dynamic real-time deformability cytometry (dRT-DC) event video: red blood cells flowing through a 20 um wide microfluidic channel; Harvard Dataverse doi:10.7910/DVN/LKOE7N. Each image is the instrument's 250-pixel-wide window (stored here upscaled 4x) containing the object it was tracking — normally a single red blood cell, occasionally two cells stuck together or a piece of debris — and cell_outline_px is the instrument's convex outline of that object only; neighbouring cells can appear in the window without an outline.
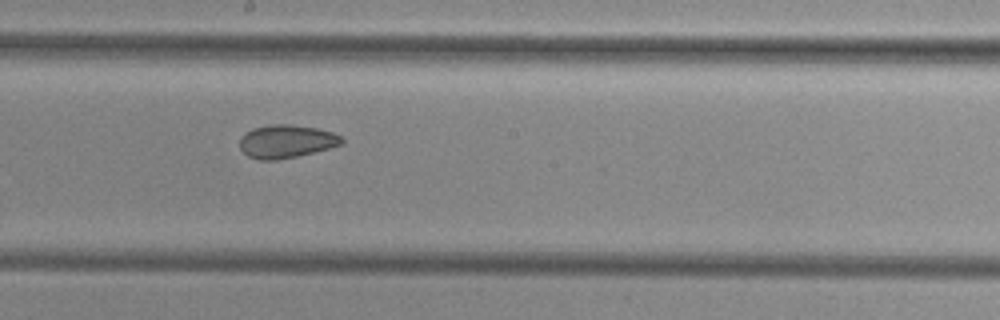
{"species": "common noctule bat (a hibernating species)", "species_latin": "Nyctalus noctula", "temperature_condition": "cold", "stored_images_in_passage": 16, "camera_frame_rate_fps": 3000, "um_per_image_px": 0.085, "animal": {"sex": "female", "body_mass_g": 29.2, "forearm_length_mm": 56.3}, "frame": {"image": 1, "passage_image": 10, "time_ms": 11.667, "image_size_px": [1000, 320], "cell_outline_px": [[344, 144], [296, 156], [276, 160], [260, 160], [248, 156], [240, 148], [240, 136], [252, 128], [268, 124], [288, 124], [316, 128], [332, 132], [340, 136], [344, 140]], "centroid_in_image_um": [24.31, 12.01], "position_along_channel_um": 223.9, "area_um2": 19.65}}
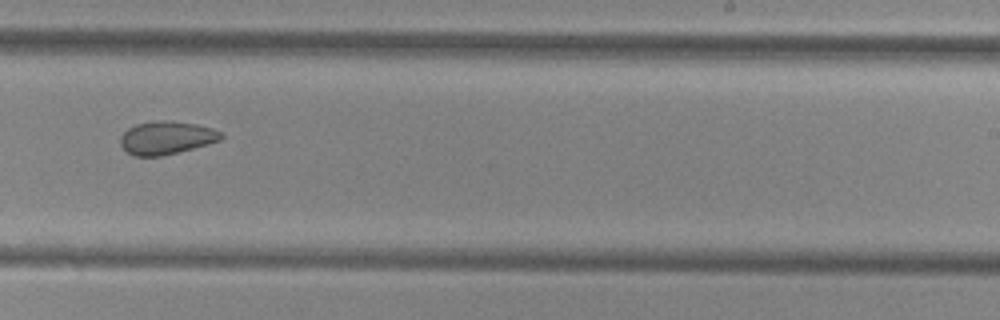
{"frame": {"image": 2, "passage_image": 11, "time_ms": 13.0, "image_size_px": [1000, 320], "cell_outline_px": [[224, 136], [220, 140], [208, 144], [160, 156], [132, 156], [120, 144], [120, 136], [128, 128], [136, 124], [156, 120], [172, 120], [196, 124], [212, 128], [220, 132]], "centroid_in_image_um": [14.13, 11.69], "position_along_channel_um": 274.9, "area_um2": 19.36}}